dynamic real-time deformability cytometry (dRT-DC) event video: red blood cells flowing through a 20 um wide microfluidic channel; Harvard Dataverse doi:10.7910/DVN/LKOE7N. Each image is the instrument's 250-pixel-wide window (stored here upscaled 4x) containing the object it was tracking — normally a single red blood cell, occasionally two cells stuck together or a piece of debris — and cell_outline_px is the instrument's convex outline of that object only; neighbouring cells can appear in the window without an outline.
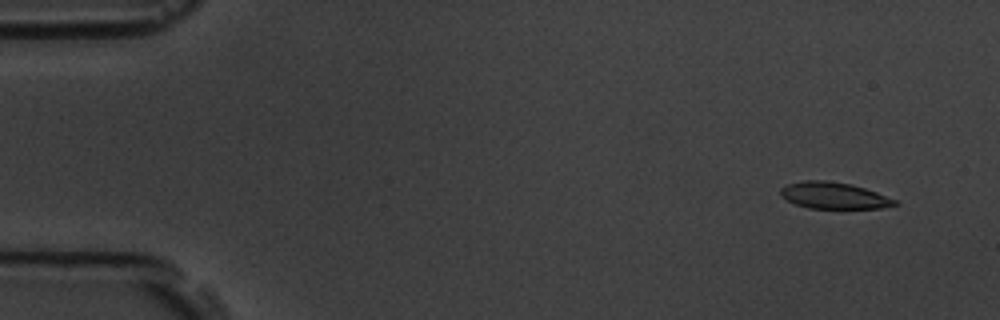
{"species": "common noctule bat (a hibernating species)", "species_latin": "Nyctalus noctula", "temperature_condition": "room temperature", "stored_images_in_passage": 9, "camera_frame_rate_fps": 3000, "um_per_image_px": 0.085, "animal": {"sex": "male", "body_mass_g": 19.5, "forearm_length_mm": 54.6}, "frame": {"image": 1, "passage_image": 1, "time_ms": 0.0, "image_size_px": [1000, 320], "cell_outline_px": [[900, 204], [880, 208], [808, 208], [796, 204], [780, 196], [780, 188], [788, 184], [804, 180], [824, 180], [852, 184], [876, 192], [896, 200]], "centroid_in_image_um": [70.86, 16.61], "position_along_channel_um": 14.1, "area_um2": 17.57}}